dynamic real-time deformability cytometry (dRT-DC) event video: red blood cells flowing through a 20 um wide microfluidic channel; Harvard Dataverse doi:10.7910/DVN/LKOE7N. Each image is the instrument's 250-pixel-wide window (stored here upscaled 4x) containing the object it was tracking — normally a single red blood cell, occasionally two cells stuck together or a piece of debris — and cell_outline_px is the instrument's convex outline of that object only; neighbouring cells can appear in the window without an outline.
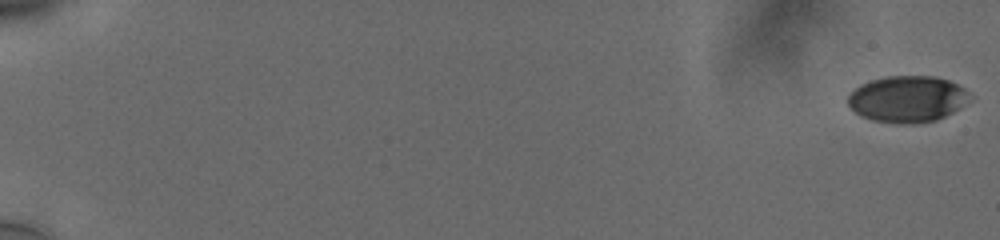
{"species": "human", "species_latin": "Homo sapiens", "temperature_condition": "cold", "stored_images_in_passage": 58, "camera_frame_rate_fps": 3000, "um_per_image_px": 0.085, "donor": {"sex": "male"}, "frame": {"image": 1, "passage_image": 1, "time_ms": 0.0, "image_size_px": [1000, 240], "cell_outline_px": [[976, 96], [960, 108], [936, 120], [912, 124], [896, 124], [872, 120], [860, 116], [848, 104], [848, 96], [860, 84], [884, 76], [932, 76], [948, 80], [964, 88]], "centroid_in_image_um": [77.17, 8.42], "position_along_channel_um": 7.8, "area_um2": 33.23}}
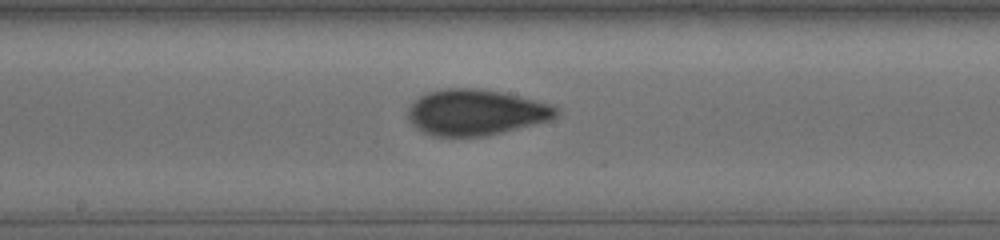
{"frame": {"image": 2, "passage_image": 34, "time_ms": 11.0, "image_size_px": [1000, 240], "cell_outline_px": [[560, 112], [556, 116], [548, 120], [484, 136], [432, 136], [416, 128], [408, 120], [408, 108], [420, 96], [428, 92], [440, 88], [476, 88], [504, 92], [552, 104], [560, 108]], "centroid_in_image_um": [40.43, 9.53], "position_along_channel_um": 207.8, "area_um2": 39.54}}
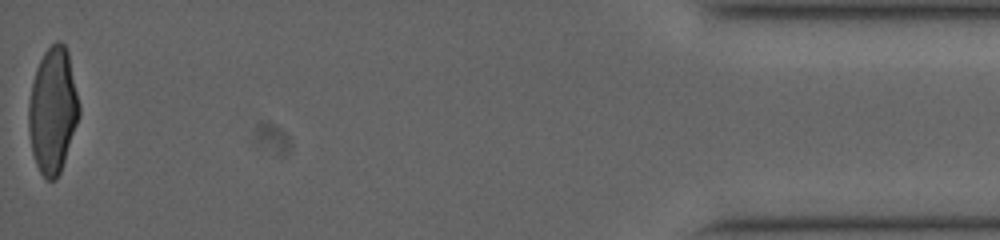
{"frame": {"image": 3, "passage_image": 58, "time_ms": 19.0, "image_size_px": [1000, 240], "cell_outline_px": [[80, 116], [60, 172], [56, 180], [48, 180], [40, 172], [36, 164], [32, 152], [28, 128], [28, 104], [32, 84], [36, 68], [44, 52], [56, 40], [60, 40], [64, 44], [68, 52], [80, 104]], "centroid_in_image_um": [4.49, 9.37], "position_along_channel_um": 430.7, "area_um2": 37.05}, "authors_computed_cell_mechanics": {"area_um2": 36.9053, "velocity_mm_per_s": 3.7832, "shape_relaxation_time_tau1_ms": 5.0605, "shape_relaxation_time_tau2_ms": 0.973, "deformation_change_tau1": 0.1679, "deformation_change_tau2": 0.0521}}